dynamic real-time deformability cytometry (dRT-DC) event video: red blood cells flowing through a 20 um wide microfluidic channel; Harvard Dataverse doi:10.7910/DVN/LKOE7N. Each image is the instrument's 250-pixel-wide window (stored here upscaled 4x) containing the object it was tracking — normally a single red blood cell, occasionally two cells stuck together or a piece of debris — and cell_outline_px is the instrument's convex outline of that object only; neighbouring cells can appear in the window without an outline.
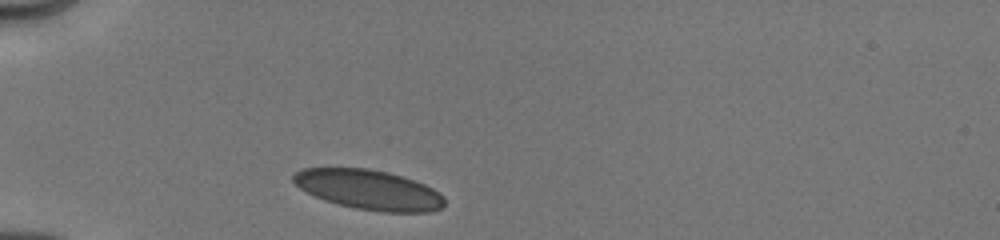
{"species": "human", "species_latin": "Homo sapiens", "temperature_condition": "cold", "stored_images_in_passage": 7, "camera_frame_rate_fps": 3000, "um_per_image_px": 0.085, "donor": {"sex": "male"}, "frame": {"image": 1, "passage_image": 1, "time_ms": 0.0, "image_size_px": [1000, 240], "cell_outline_px": [[444, 204], [440, 208], [428, 212], [380, 212], [356, 208], [324, 200], [300, 188], [292, 180], [292, 176], [296, 172], [304, 168], [368, 168], [388, 172], [424, 184], [440, 192], [444, 196]], "centroid_in_image_um": [31.36, 16.12], "position_along_channel_um": 53.6, "area_um2": 34.8}}
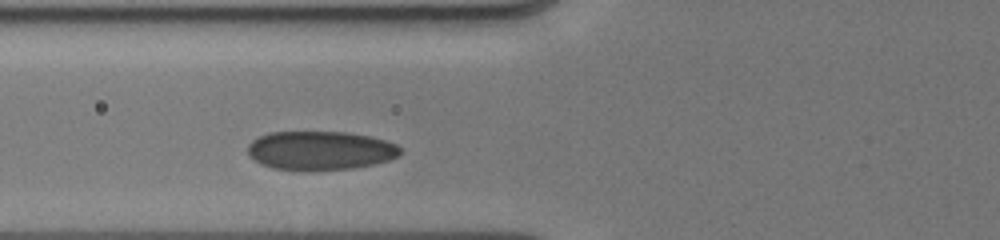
{"frame": {"image": 2, "passage_image": 4, "time_ms": 1.667, "image_size_px": [1000, 240], "cell_outline_px": [[400, 156], [388, 160], [372, 164], [352, 168], [300, 172], [272, 168], [260, 164], [248, 156], [248, 144], [252, 140], [268, 132], [344, 132], [368, 136], [384, 140], [396, 144], [400, 148]], "centroid_in_image_um": [27.16, 12.81], "position_along_channel_um": 98.6, "area_um2": 34.91}}
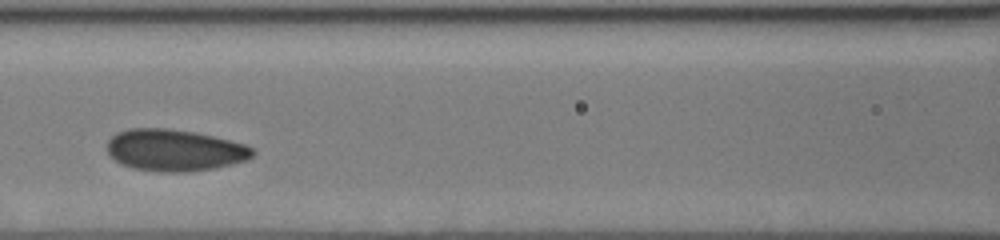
{"frame": {"image": 3, "passage_image": 6, "time_ms": 3.0, "image_size_px": [1000, 240], "cell_outline_px": [[256, 152], [248, 160], [216, 168], [188, 172], [160, 172], [132, 168], [120, 164], [108, 152], [108, 140], [116, 132], [128, 128], [168, 128], [196, 132], [216, 136], [244, 144], [256, 148]], "centroid_in_image_um": [14.88, 12.76], "position_along_channel_um": 151.7, "area_um2": 35.84}}